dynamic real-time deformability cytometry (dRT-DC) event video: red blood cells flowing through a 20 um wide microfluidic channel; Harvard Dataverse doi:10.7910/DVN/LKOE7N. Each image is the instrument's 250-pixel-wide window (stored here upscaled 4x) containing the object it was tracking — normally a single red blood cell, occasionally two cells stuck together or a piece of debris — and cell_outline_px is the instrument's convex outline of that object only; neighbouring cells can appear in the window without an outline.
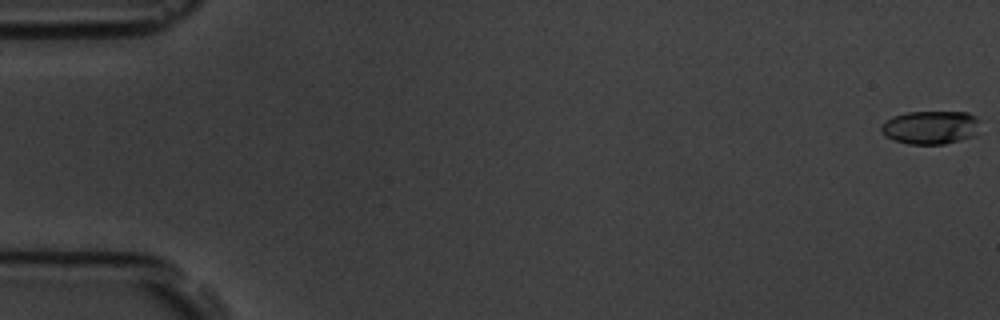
{"species": "common noctule bat (a hibernating species)", "species_latin": "Nyctalus noctula", "temperature_condition": "room temperature", "stored_images_in_passage": 4, "camera_frame_rate_fps": 3000, "um_per_image_px": 0.085, "animal": {"sex": "male", "body_mass_g": 19.5, "forearm_length_mm": 54.6}, "frame": {"image": 1, "passage_image": 1, "time_ms": 0.0, "image_size_px": [1000, 320], "cell_outline_px": [[980, 120], [976, 136], [944, 144], [908, 144], [896, 140], [888, 136], [880, 128], [892, 116], [908, 112], [968, 112], [976, 116]], "centroid_in_image_um": [79.18, 10.82], "position_along_channel_um": 5.8, "area_um2": 19.13}}